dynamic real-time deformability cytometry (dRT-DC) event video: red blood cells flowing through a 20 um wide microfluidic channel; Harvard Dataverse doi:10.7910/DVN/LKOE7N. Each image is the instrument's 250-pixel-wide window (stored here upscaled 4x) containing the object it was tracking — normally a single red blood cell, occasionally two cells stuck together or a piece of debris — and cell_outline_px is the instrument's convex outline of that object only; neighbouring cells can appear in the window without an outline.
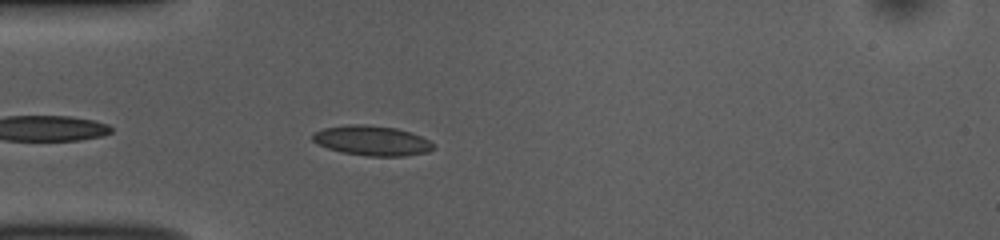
{"species": "common noctule bat (a hibernating species)", "species_latin": "Nyctalus noctula", "temperature_condition": "room temperature", "stored_images_in_passage": 28, "camera_frame_rate_fps": 3000, "um_per_image_px": 0.085, "animal": {"sex": "female", "body_mass_g": 10.0, "forearm_length_mm": 53.1}, "frame": {"image": 1, "passage_image": 3, "time_ms": 0.667, "image_size_px": [1000, 240], "cell_outline_px": [[436, 148], [428, 152], [404, 156], [368, 156], [340, 152], [316, 144], [312, 140], [312, 132], [324, 128], [344, 124], [364, 124], [396, 128], [412, 132], [428, 140]], "centroid_in_image_um": [31.58, 11.95], "position_along_channel_um": 53.4, "area_um2": 21.27}}
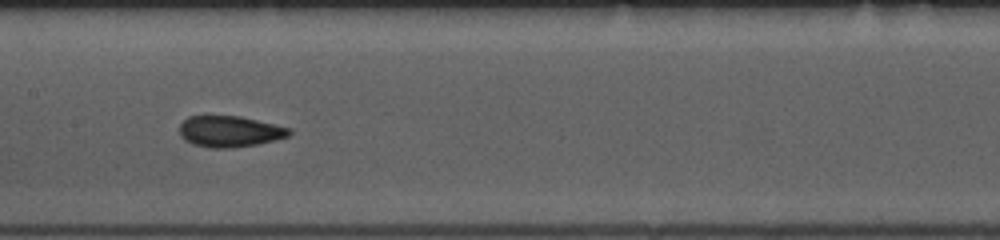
{"frame": {"image": 2, "passage_image": 14, "time_ms": 4.333, "image_size_px": [1000, 240], "cell_outline_px": [[292, 132], [288, 136], [276, 140], [256, 144], [232, 148], [212, 148], [196, 144], [184, 140], [180, 136], [180, 124], [188, 116], [240, 116], [292, 128]], "centroid_in_image_um": [19.55, 11.17], "position_along_channel_um": 187.9, "area_um2": 19.88}}
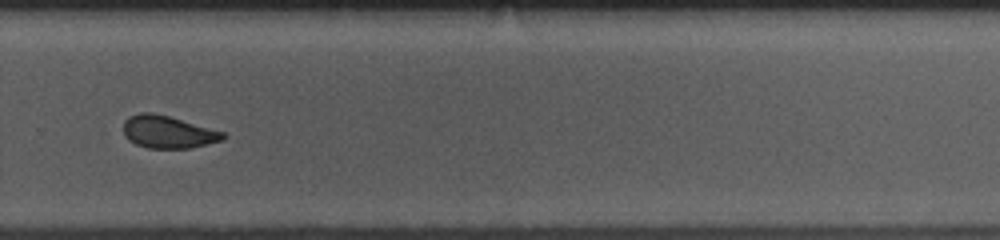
{"frame": {"image": 3, "passage_image": 24, "time_ms": 7.667, "image_size_px": [1000, 240], "cell_outline_px": [[228, 136], [224, 140], [188, 148], [148, 148], [136, 144], [128, 140], [124, 136], [124, 120], [128, 116], [140, 112], [152, 112], [168, 116], [224, 132]], "centroid_in_image_um": [14.26, 11.21], "position_along_channel_um": 315.5, "area_um2": 18.84}, "authors_computed_cell_mechanics": {"area_um2": 19.7098, "velocity_mm_per_s": 3.8393, "shape_relaxation_time_tau1_ms": 8.5906, "shape_relaxation_time_tau2_ms": 1.5178, "deformation_change_tau1": 0.1717, "deformation_change_tau2": 0.0799}}